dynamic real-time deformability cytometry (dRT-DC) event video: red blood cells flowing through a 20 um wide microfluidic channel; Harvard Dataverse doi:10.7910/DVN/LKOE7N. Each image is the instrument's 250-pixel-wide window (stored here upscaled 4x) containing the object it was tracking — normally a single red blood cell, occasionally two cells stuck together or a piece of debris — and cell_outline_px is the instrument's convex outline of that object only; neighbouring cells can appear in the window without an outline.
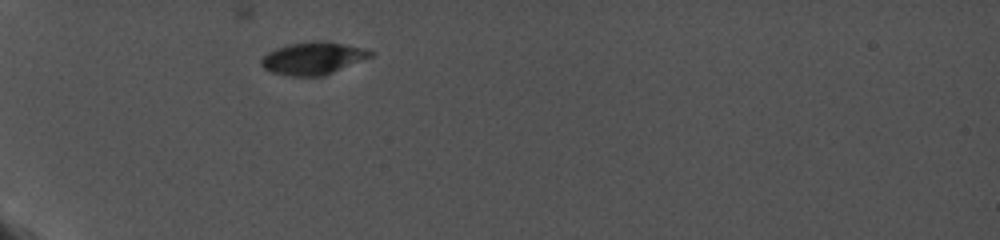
{"species": "common noctule bat (a hibernating species)", "species_latin": "Nyctalus noctula", "temperature_condition": "cold", "stored_images_in_passage": 85, "camera_frame_rate_fps": 5000, "um_per_image_px": 0.085, "animal": {"sex": "female", "body_mass_g": 19.0, "forearm_length_mm": 56.7}, "frame": {"image": 1, "passage_image": 1, "time_ms": 0.0, "image_size_px": [1000, 240], "cell_outline_px": [[376, 52], [372, 56], [324, 76], [292, 76], [272, 72], [264, 68], [260, 64], [260, 60], [268, 52], [276, 48], [288, 44], [312, 40], [324, 40], [364, 48]], "centroid_in_image_um": [26.61, 4.94], "position_along_channel_um": 58.4, "area_um2": 20.75}}
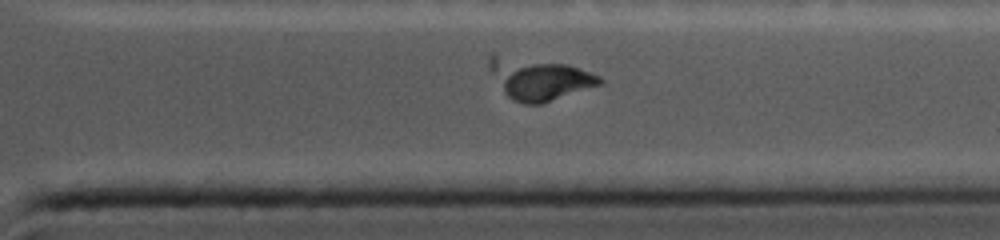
{"frame": {"image": 2, "passage_image": 67, "time_ms": 8.8, "image_size_px": [1000, 240], "cell_outline_px": [[604, 80], [600, 84], [540, 104], [524, 104], [512, 100], [504, 92], [488, 72], [488, 56], [492, 52], [568, 64], [600, 76]], "centroid_in_image_um": [45.71, 6.66], "position_along_channel_um": 365.7, "area_um2": 27.17}}
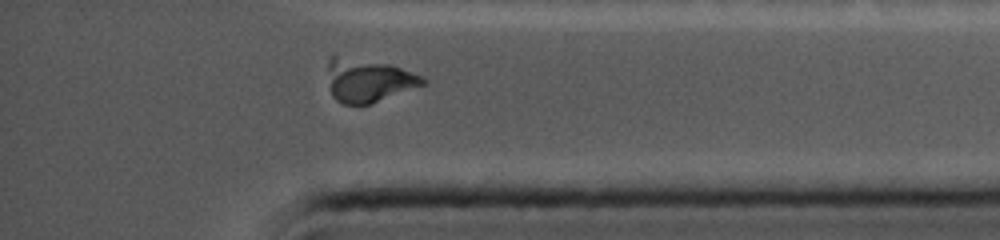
{"frame": {"image": 3, "passage_image": 75, "time_ms": 9.8, "image_size_px": [1000, 240], "cell_outline_px": [[428, 84], [372, 104], [344, 104], [336, 100], [332, 96], [328, 68], [328, 56], [332, 52], [388, 64], [400, 68], [420, 76], [428, 80]], "centroid_in_image_um": [31.29, 6.8], "position_along_channel_um": 403.9, "area_um2": 24.51}}